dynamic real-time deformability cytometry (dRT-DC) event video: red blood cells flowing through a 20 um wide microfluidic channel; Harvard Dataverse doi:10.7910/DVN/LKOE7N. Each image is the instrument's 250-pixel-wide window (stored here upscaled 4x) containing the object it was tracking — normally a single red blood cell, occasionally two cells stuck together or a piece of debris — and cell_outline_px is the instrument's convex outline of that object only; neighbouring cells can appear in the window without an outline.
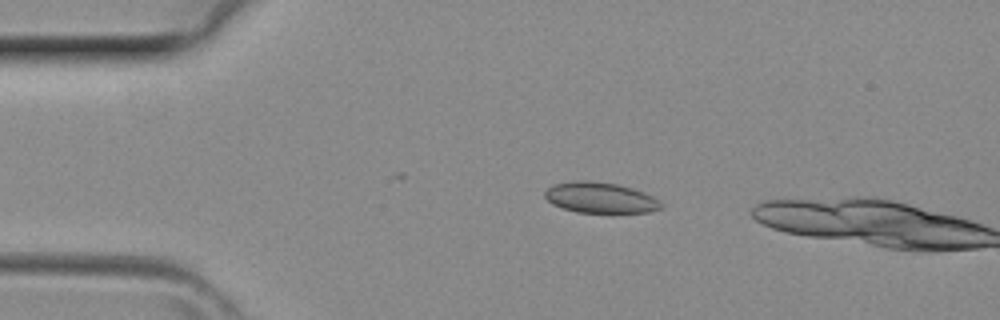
{"species": "common noctule bat (a hibernating species)", "species_latin": "Nyctalus noctula", "temperature_condition": "room temperature", "stored_images_in_passage": 3, "camera_frame_rate_fps": 3000, "um_per_image_px": 0.085, "animal": {"sex": "female", "body_mass_g": 29.2, "forearm_length_mm": 56.3}, "frame": {"image": 1, "passage_image": 2, "time_ms": 0.333, "image_size_px": [1000, 320], "cell_outline_px": [[664, 204], [660, 208], [648, 212], [576, 212], [552, 204], [544, 196], [544, 192], [552, 184], [576, 180], [588, 180], [620, 184], [644, 192], [652, 196]], "centroid_in_image_um": [51.0, 16.78], "position_along_channel_um": 34.0, "area_um2": 20.81}}